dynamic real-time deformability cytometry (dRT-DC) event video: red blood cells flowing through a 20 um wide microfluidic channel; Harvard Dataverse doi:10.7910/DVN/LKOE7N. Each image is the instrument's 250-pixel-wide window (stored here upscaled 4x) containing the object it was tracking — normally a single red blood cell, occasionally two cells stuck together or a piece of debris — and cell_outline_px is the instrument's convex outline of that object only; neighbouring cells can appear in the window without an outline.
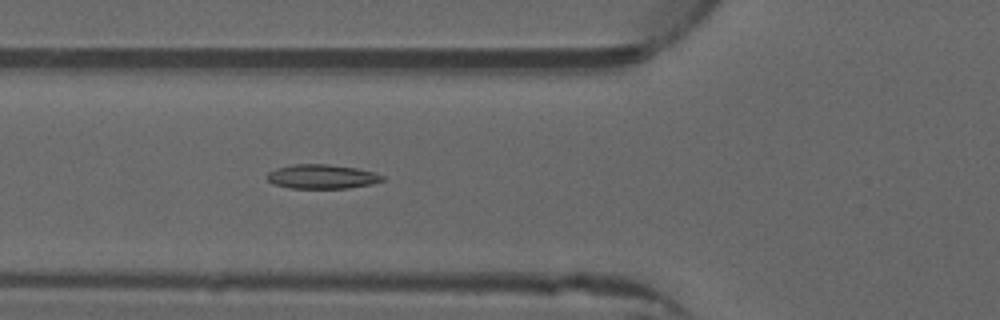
{"species": "common noctule bat (a hibernating species)", "species_latin": "Nyctalus noctula", "temperature_condition": "warm", "stored_images_in_passage": 29, "camera_frame_rate_fps": 3000, "um_per_image_px": 0.085, "animal": {"sex": "male", "forearm_length_mm": 52.5}, "frame": {"image": 1, "passage_image": 19, "time_ms": 6.0, "image_size_px": [1000, 320], "cell_outline_px": [[384, 180], [372, 184], [348, 188], [292, 188], [272, 184], [264, 176], [268, 172], [276, 168], [296, 164], [328, 164], [356, 168], [372, 172], [384, 176]], "centroid_in_image_um": [27.33, 15.01], "position_along_channel_um": 98.5, "area_um2": 16.3}}
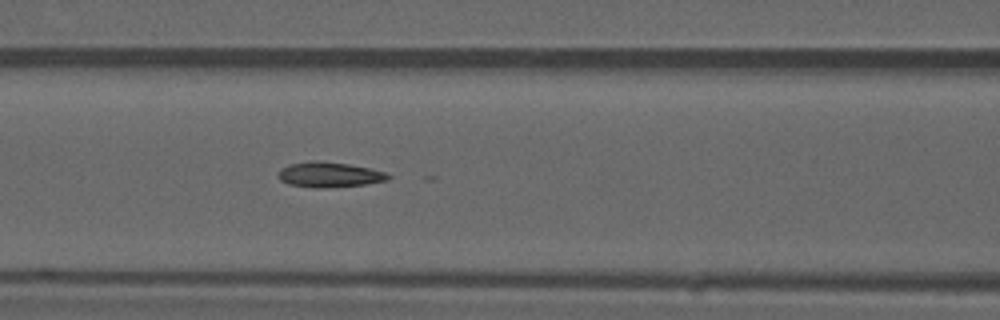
{"frame": {"image": 2, "passage_image": 22, "time_ms": 7.0, "image_size_px": [1000, 320], "cell_outline_px": [[392, 176], [388, 180], [364, 184], [316, 188], [312, 188], [288, 184], [280, 180], [280, 168], [288, 164], [308, 160], [316, 160], [348, 164], [388, 172]], "centroid_in_image_um": [27.99, 14.83], "position_along_channel_um": 138.6, "area_um2": 16.13}}
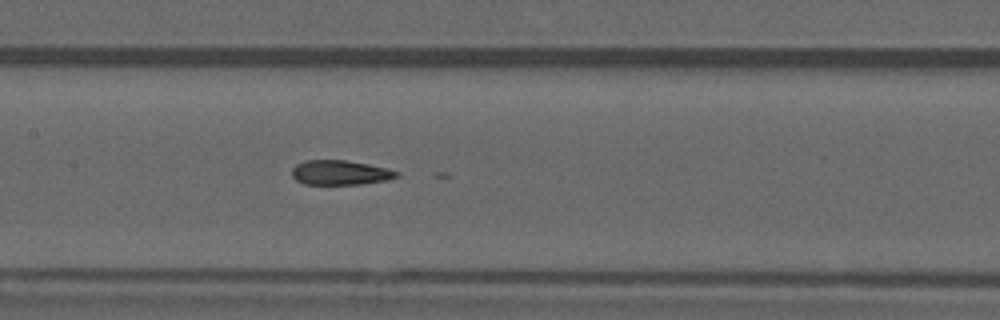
{"frame": {"image": 3, "passage_image": 25, "time_ms": 8.0, "image_size_px": [1000, 320], "cell_outline_px": [[400, 176], [388, 180], [360, 184], [304, 184], [296, 180], [292, 176], [292, 168], [296, 164], [304, 160], [344, 160], [368, 164], [388, 168], [400, 172]], "centroid_in_image_um": [28.93, 14.67], "position_along_channel_um": 178.5, "area_um2": 15.14}}